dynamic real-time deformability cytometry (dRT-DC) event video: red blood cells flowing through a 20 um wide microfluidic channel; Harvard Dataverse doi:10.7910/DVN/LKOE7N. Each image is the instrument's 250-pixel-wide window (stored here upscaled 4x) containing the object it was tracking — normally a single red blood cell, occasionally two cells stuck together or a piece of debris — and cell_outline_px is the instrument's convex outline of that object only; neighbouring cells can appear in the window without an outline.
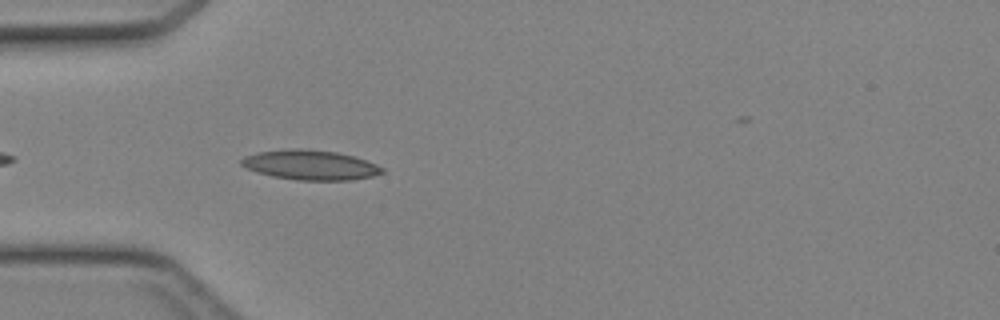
{"species": "Egyptian fruit bat (a non-hibernating species)", "species_latin": "Rousettus aegyptiacus", "temperature_condition": "cold", "stored_images_in_passage": 12, "camera_frame_rate_fps": 3000, "um_per_image_px": 0.085, "animal": {"sex": "female"}, "frame": {"image": 1, "passage_image": 3, "time_ms": 0.667, "image_size_px": [1000, 320], "cell_outline_px": [[384, 172], [372, 176], [348, 180], [300, 180], [272, 176], [248, 168], [240, 164], [240, 160], [244, 156], [260, 152], [292, 148], [300, 148], [336, 152], [352, 156], [376, 164], [384, 168]], "centroid_in_image_um": [26.38, 14.02], "position_along_channel_um": 58.6, "area_um2": 24.04}}
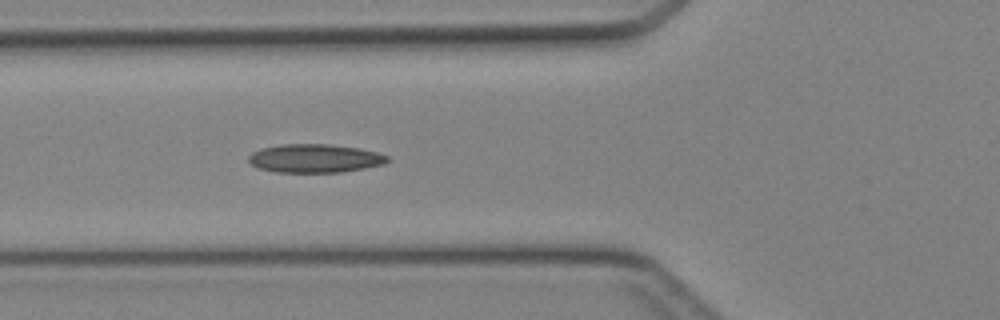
{"frame": {"image": 2, "passage_image": 6, "time_ms": 1.667, "image_size_px": [1000, 320], "cell_outline_px": [[392, 160], [384, 164], [364, 168], [340, 172], [276, 172], [256, 168], [248, 160], [248, 156], [252, 152], [260, 148], [280, 144], [328, 144], [360, 148], [376, 152], [388, 156]], "centroid_in_image_um": [26.75, 13.46], "position_along_channel_um": 99.1, "area_um2": 23.24}}
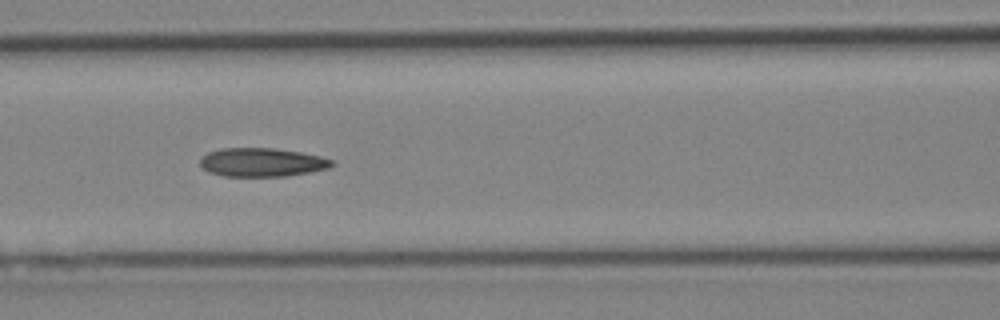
{"frame": {"image": 3, "passage_image": 9, "time_ms": 2.667, "image_size_px": [1000, 320], "cell_outline_px": [[336, 164], [328, 168], [308, 172], [284, 176], [224, 176], [208, 172], [200, 164], [200, 160], [208, 152], [224, 148], [272, 148], [300, 152], [320, 156], [332, 160]], "centroid_in_image_um": [22.27, 13.79], "position_along_channel_um": 144.3, "area_um2": 21.79}}